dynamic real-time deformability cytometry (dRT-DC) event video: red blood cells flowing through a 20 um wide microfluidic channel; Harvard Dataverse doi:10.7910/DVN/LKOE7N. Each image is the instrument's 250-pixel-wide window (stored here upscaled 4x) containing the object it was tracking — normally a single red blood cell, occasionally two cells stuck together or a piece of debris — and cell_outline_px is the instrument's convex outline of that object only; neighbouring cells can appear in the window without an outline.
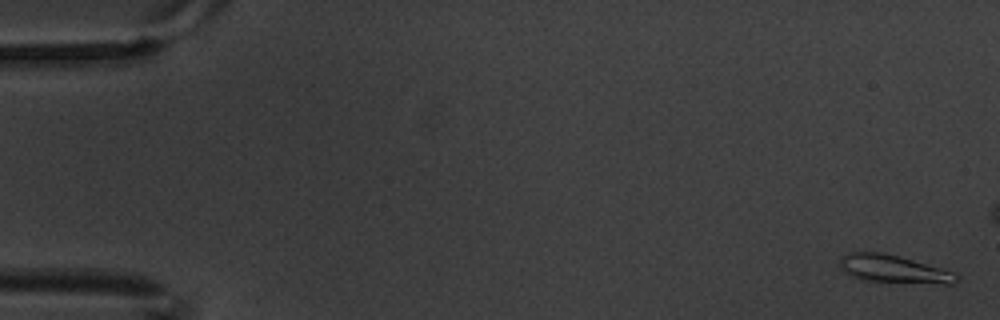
{"species": "common noctule bat (a hibernating species)", "species_latin": "Nyctalus noctula", "temperature_condition": "warm", "stored_images_in_passage": 6, "segment_of_instrument_passage": [1, 2], "camera_frame_rate_fps": 3000, "um_per_image_px": 0.085, "animal": {"sex": "male", "body_mass_g": 20.1, "forearm_length_mm": 53.5}, "frame": {"image": 1, "passage_image": 1, "time_ms": 0.0, "image_size_px": [1000, 320], "cell_outline_px": [[960, 280], [952, 284], [944, 284], [860, 280], [844, 272], [840, 268], [840, 260], [848, 252], [884, 252], [900, 256], [940, 268], [952, 272], [960, 276]], "centroid_in_image_um": [75.95, 22.87], "position_along_channel_um": 9.0, "area_um2": 18.9}}
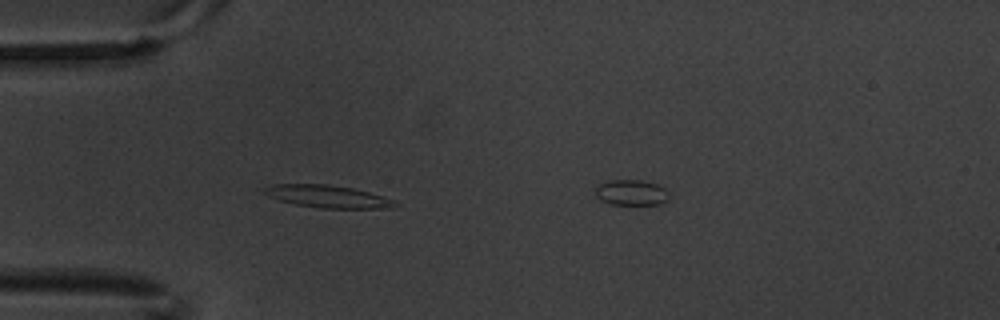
{"frame": {"image": 2, "passage_image": 5, "time_ms": 1.333, "image_size_px": [1000, 320], "cell_outline_px": [[400, 204], [392, 208], [320, 208], [296, 204], [280, 200], [268, 196], [264, 192], [264, 188], [276, 184], [328, 184], [352, 188], [368, 192], [396, 200]], "centroid_in_image_um": [27.91, 16.7], "position_along_channel_um": 57.1, "area_um2": 16.99}}